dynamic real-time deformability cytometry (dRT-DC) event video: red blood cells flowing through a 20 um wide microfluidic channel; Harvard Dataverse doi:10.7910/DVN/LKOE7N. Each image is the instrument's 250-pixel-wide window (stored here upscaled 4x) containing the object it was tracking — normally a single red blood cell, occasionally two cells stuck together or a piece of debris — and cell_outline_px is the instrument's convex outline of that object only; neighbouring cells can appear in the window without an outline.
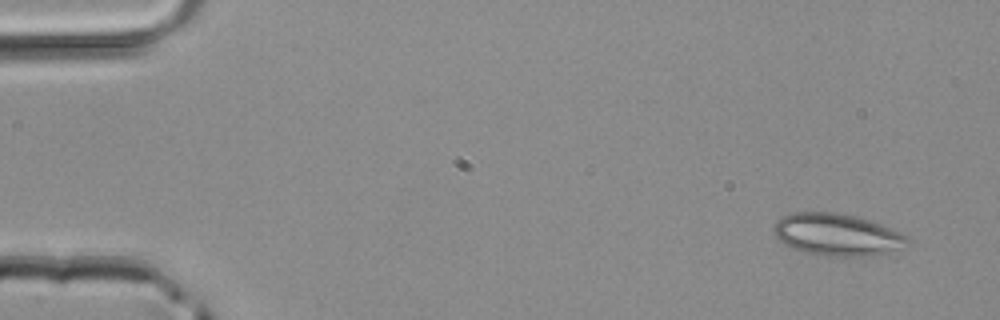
{"species": "common noctule bat (a hibernating species)", "species_latin": "Nyctalus noctula", "temperature_condition": "room temperature", "stored_images_in_passage": 3, "camera_frame_rate_fps": 3000, "um_per_image_px": 0.085, "animal": {"sex": "male", "body_mass_g": 20.4}, "frame": {"image": 1, "passage_image": 1, "time_ms": 0.0, "image_size_px": [1000, 320], "cell_outline_px": [[908, 240], [876, 256], [824, 256], [804, 252], [784, 244], [772, 232], [772, 228], [776, 220], [780, 216], [792, 212], [836, 212], [868, 220], [892, 228], [908, 236]], "centroid_in_image_um": [71.02, 19.93], "position_along_channel_um": 14.0, "area_um2": 32.37}}